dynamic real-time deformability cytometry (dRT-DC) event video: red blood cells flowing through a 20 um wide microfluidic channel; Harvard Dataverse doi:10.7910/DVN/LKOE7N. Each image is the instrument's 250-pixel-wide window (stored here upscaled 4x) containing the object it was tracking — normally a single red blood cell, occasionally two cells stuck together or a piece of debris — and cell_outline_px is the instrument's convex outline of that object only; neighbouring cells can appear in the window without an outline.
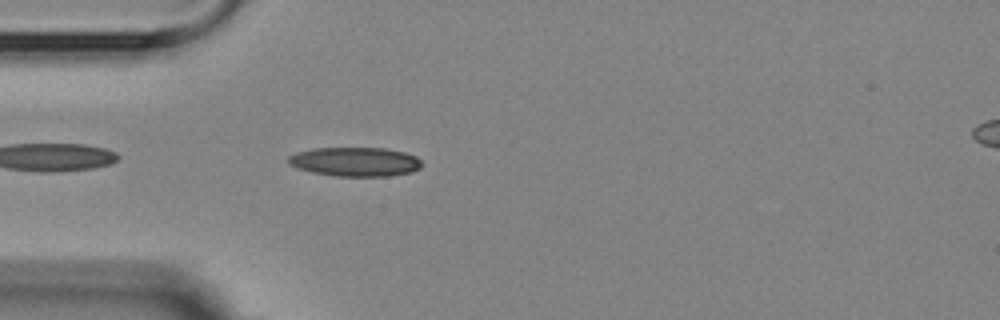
{"species": "Egyptian fruit bat (a non-hibernating species)", "species_latin": "Rousettus aegyptiacus", "temperature_condition": "room temperature", "stored_images_in_passage": 4, "camera_frame_rate_fps": 3000, "um_per_image_px": 0.085, "animal": {"sex": "female"}, "frame": {"image": 1, "passage_image": 4, "time_ms": 3.667, "image_size_px": [1000, 320], "cell_outline_px": [[424, 164], [420, 168], [412, 172], [388, 176], [336, 176], [312, 172], [296, 168], [288, 164], [288, 156], [296, 152], [312, 148], [384, 148], [404, 152], [416, 156]], "centroid_in_image_um": [30.18, 13.75], "position_along_channel_um": 54.8, "area_um2": 22.83}}